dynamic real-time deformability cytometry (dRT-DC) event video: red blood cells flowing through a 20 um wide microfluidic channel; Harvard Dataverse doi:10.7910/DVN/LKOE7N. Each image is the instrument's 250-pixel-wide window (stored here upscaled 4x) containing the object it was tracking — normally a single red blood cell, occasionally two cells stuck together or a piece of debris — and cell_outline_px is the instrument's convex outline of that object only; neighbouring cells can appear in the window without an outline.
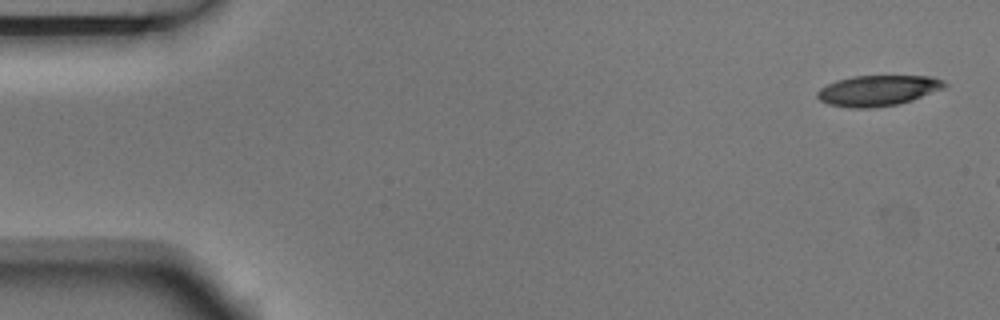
{"species": "Egyptian fruit bat (a non-hibernating species)", "species_latin": "Rousettus aegyptiacus", "temperature_condition": "room temperature", "stored_images_in_passage": 3, "camera_frame_rate_fps": 3000, "um_per_image_px": 0.085, "animal": {"sex": "male"}, "frame": {"image": 1, "passage_image": 1, "time_ms": 0.0, "image_size_px": [1000, 320], "cell_outline_px": [[948, 84], [944, 88], [912, 100], [896, 104], [872, 108], [848, 108], [828, 104], [820, 100], [816, 96], [816, 92], [820, 88], [836, 80], [852, 76], [932, 76], [944, 80]], "centroid_in_image_um": [74.61, 7.69], "position_along_channel_um": 10.4, "area_um2": 22.77}}